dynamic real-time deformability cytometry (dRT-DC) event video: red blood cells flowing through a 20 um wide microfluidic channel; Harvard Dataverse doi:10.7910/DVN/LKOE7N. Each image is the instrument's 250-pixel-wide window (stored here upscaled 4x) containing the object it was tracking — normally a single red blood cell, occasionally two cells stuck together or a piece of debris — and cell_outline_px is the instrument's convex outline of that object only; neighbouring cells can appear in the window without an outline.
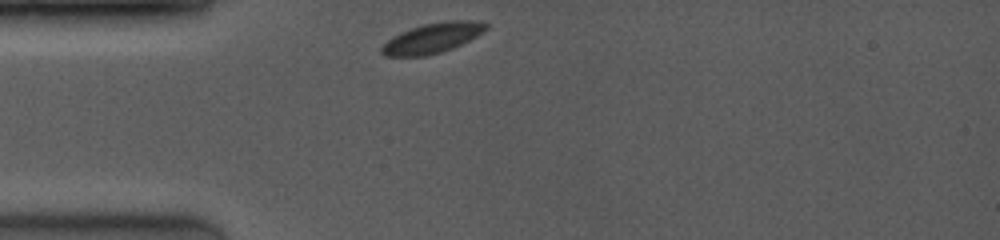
{"species": "common noctule bat (a hibernating species)", "species_latin": "Nyctalus noctula", "temperature_condition": "room temperature", "stored_images_in_passage": 40, "camera_frame_rate_fps": 4000, "um_per_image_px": 0.085, "animal": {"sex": "female", "body_mass_g": 19.0, "forearm_length_mm": 53.3}, "frame": {"image": 1, "passage_image": 1, "time_ms": 0.0, "image_size_px": [1000, 240], "cell_outline_px": [[488, 28], [476, 36], [452, 48], [428, 56], [384, 56], [380, 52], [380, 48], [392, 36], [412, 28], [424, 24], [448, 20], [464, 20], [488, 24]], "centroid_in_image_um": [36.71, 3.24], "position_along_channel_um": 48.3, "area_um2": 17.98}}
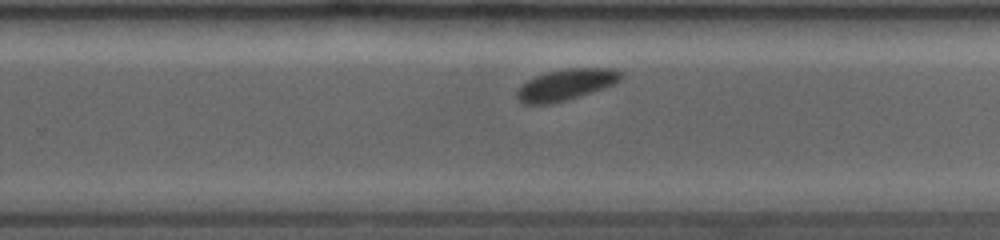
{"frame": {"image": 2, "passage_image": 26, "time_ms": 6.25, "image_size_px": [1000, 240], "cell_outline_px": [[620, 76], [612, 84], [604, 88], [552, 104], [524, 104], [516, 96], [516, 92], [528, 80], [536, 76], [548, 72], [568, 68], [612, 68], [620, 72]], "centroid_in_image_um": [48.06, 7.2], "position_along_channel_um": 281.7, "area_um2": 18.32}}
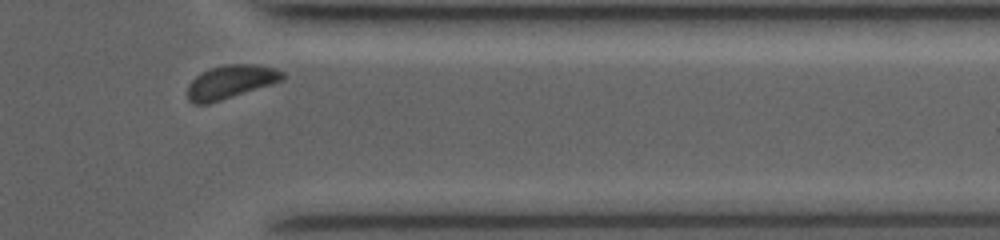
{"frame": {"image": 3, "passage_image": 37, "time_ms": 9.0, "image_size_px": [1000, 240], "cell_outline_px": [[284, 76], [280, 80], [272, 84], [208, 104], [192, 104], [188, 100], [188, 84], [196, 76], [212, 68], [228, 64], [252, 64], [272, 68], [284, 72]], "centroid_in_image_um": [19.57, 6.97], "position_along_channel_um": 391.8, "area_um2": 18.15}, "authors_computed_cell_mechanics": {"area_um2": 18.4093, "velocity_mm_per_s": 3.956, "shape_relaxation_time_tau1_ms": 0.7494, "shape_relaxation_time_tau2_ms": null, "deformation_change_tau1": 0.035, "deformation_change_tau2": null}}